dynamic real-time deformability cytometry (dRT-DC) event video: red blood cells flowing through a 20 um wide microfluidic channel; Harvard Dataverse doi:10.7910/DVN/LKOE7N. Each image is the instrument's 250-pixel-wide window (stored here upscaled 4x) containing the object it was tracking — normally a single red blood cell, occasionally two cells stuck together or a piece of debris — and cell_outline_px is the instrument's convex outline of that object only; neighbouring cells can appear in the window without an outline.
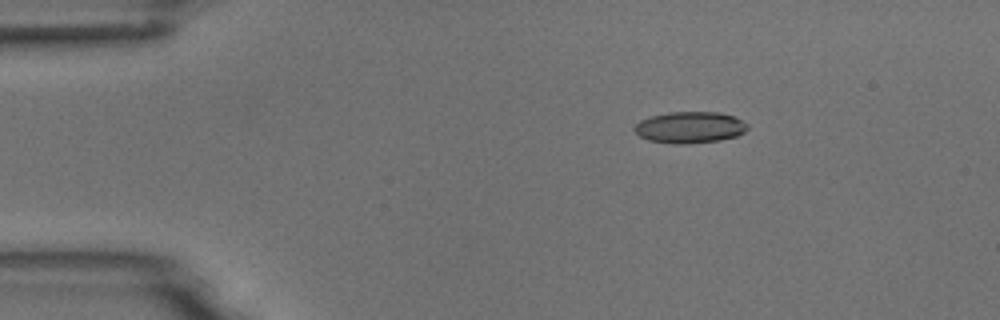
{"species": "common noctule bat (a hibernating species)", "species_latin": "Nyctalus noctula", "temperature_condition": "room temperature", "stored_images_in_passage": 5, "camera_frame_rate_fps": 3000, "um_per_image_px": 0.085, "animal": {"sex": "male", "body_mass_g": 18.8}, "frame": {"image": 1, "passage_image": 3, "time_ms": 2.333, "image_size_px": [1000, 320], "cell_outline_px": [[748, 128], [744, 132], [736, 136], [720, 140], [688, 144], [672, 144], [648, 140], [640, 136], [632, 128], [640, 120], [648, 116], [668, 112], [720, 112], [736, 116], [748, 124]], "centroid_in_image_um": [58.63, 10.82], "position_along_channel_um": 26.4, "area_um2": 21.04}}